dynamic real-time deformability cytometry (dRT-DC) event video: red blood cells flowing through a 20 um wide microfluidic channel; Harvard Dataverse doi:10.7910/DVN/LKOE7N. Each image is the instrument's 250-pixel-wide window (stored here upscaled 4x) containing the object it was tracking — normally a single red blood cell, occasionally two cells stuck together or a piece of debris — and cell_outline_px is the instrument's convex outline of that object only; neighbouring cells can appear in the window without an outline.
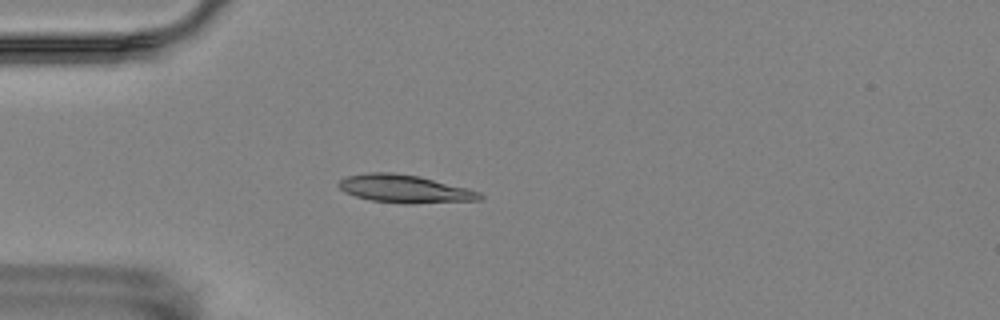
{"species": "Egyptian fruit bat (a non-hibernating species)", "species_latin": "Rousettus aegyptiacus", "temperature_condition": "room temperature", "stored_images_in_passage": 3, "camera_frame_rate_fps": 3000, "um_per_image_px": 0.085, "animal": {"sex": "female"}, "frame": {"image": 1, "passage_image": 3, "time_ms": 3.0, "image_size_px": [1000, 320], "cell_outline_px": [[484, 196], [480, 200], [408, 204], [404, 204], [372, 200], [356, 196], [344, 192], [336, 184], [344, 176], [368, 172], [392, 172], [420, 176], [468, 188], [480, 192]], "centroid_in_image_um": [34.39, 16.04], "position_along_channel_um": 50.6, "area_um2": 23.18}}